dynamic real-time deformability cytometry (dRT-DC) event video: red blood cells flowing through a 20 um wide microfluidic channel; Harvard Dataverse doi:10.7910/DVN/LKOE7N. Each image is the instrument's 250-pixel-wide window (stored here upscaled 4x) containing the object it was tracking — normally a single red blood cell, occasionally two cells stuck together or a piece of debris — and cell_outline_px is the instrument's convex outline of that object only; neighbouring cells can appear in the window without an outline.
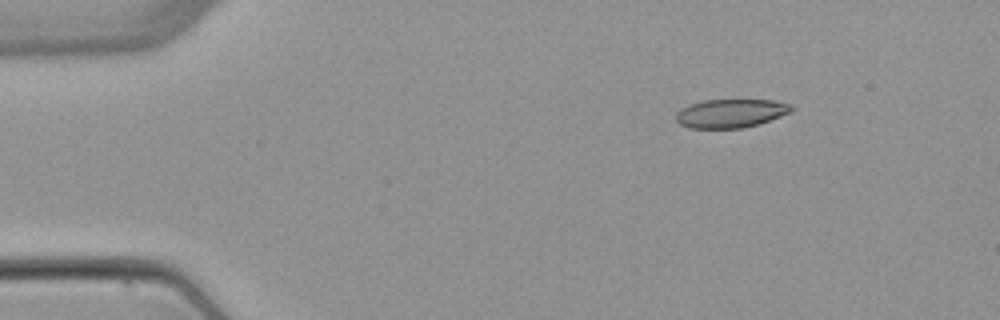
{"species": "common noctule bat (a hibernating species)", "species_latin": "Nyctalus noctula", "temperature_condition": "warm", "stored_images_in_passage": 4, "camera_frame_rate_fps": 3000, "um_per_image_px": 0.085, "animal": {"sex": "female", "body_mass_g": 22.7, "forearm_length_mm": 54.2}, "frame": {"image": 1, "passage_image": 1, "time_ms": 0.0, "image_size_px": [1000, 320], "cell_outline_px": [[796, 108], [792, 112], [756, 124], [740, 128], [692, 128], [680, 124], [676, 120], [676, 112], [680, 108], [704, 100], [772, 100], [792, 104]], "centroid_in_image_um": [62.13, 9.62], "position_along_channel_um": 22.9, "area_um2": 19.13}}
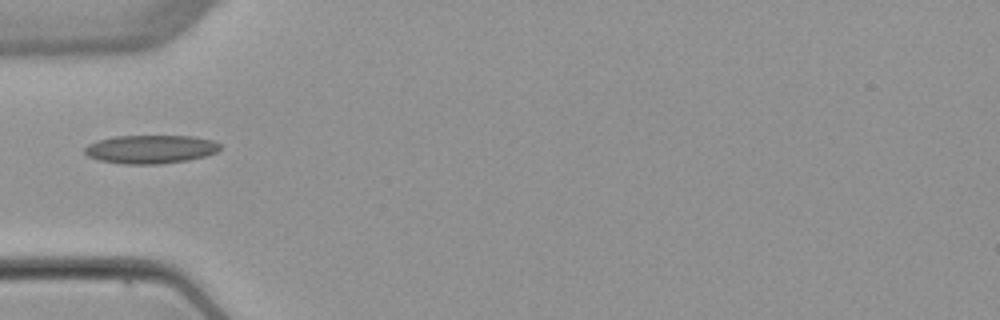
{"frame": {"image": 2, "passage_image": 4, "time_ms": 3.333, "image_size_px": [1000, 320], "cell_outline_px": [[220, 148], [216, 152], [204, 156], [188, 160], [160, 164], [124, 164], [100, 160], [88, 156], [84, 152], [84, 148], [88, 144], [96, 140], [116, 136], [192, 136], [212, 140], [220, 144]], "centroid_in_image_um": [12.78, 12.68], "position_along_channel_um": 72.2, "area_um2": 22.43}}